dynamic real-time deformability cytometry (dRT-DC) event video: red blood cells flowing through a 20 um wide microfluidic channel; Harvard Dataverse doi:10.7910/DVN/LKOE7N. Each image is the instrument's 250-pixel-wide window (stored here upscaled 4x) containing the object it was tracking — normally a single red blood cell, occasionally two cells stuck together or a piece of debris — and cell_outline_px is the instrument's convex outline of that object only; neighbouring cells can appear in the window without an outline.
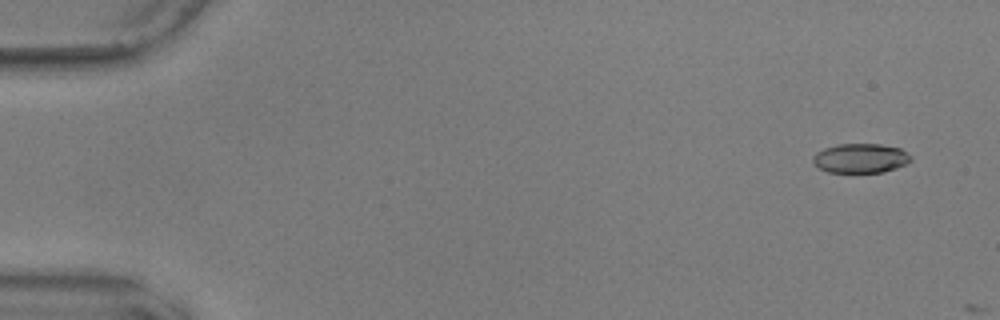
{"species": "common noctule bat (a hibernating species)", "species_latin": "Nyctalus noctula", "temperature_condition": "warm", "stored_images_in_passage": 6, "camera_frame_rate_fps": 3000, "um_per_image_px": 0.085, "animal": {"sex": "male", "body_mass_g": 17.9, "forearm_length_mm": 54.2}, "frame": {"image": 1, "passage_image": 4, "time_ms": 1.0, "image_size_px": [1000, 320], "cell_outline_px": [[912, 160], [908, 164], [884, 172], [828, 172], [816, 168], [812, 160], [812, 156], [816, 152], [824, 148], [836, 144], [880, 144], [900, 148], [912, 156]], "centroid_in_image_um": [73.13, 13.45], "position_along_channel_um": 11.9, "area_um2": 17.05}}